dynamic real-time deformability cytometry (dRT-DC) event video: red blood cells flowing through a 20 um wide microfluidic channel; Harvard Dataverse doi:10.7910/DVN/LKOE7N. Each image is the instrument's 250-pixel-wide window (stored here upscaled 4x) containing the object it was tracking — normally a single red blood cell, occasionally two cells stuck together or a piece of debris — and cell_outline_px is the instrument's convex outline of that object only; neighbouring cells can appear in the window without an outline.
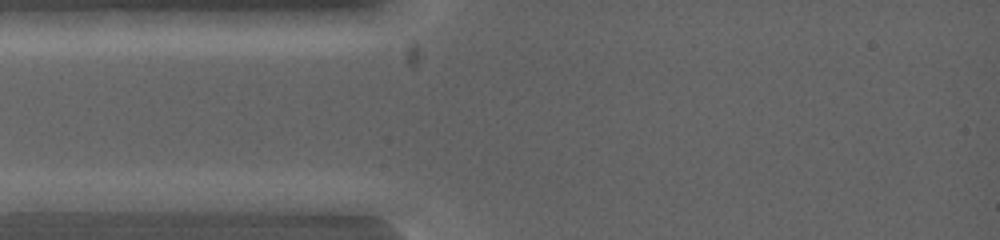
{"species": "common noctule bat (a hibernating species)", "species_latin": "Nyctalus noctula", "temperature_condition": "warm", "stored_images_in_passage": 2, "camera_frame_rate_fps": 5000, "um_per_image_px": 0.085, "animal": {"sex": "female", "body_mass_g": 19.0, "forearm_length_mm": 53.3}, "frame": {"image": 1, "passage_image": 1, "time_ms": 0.0, "image_size_px": [1000, 240], "cell_outline_px": [[104, 200], [88, 212], [20, 212], [12, 200], [20, 192], [68, 192]], "centroid_in_image_um": [4.63, 17.19], "position_along_channel_um": 80.4, "area_um2": 10.98}}